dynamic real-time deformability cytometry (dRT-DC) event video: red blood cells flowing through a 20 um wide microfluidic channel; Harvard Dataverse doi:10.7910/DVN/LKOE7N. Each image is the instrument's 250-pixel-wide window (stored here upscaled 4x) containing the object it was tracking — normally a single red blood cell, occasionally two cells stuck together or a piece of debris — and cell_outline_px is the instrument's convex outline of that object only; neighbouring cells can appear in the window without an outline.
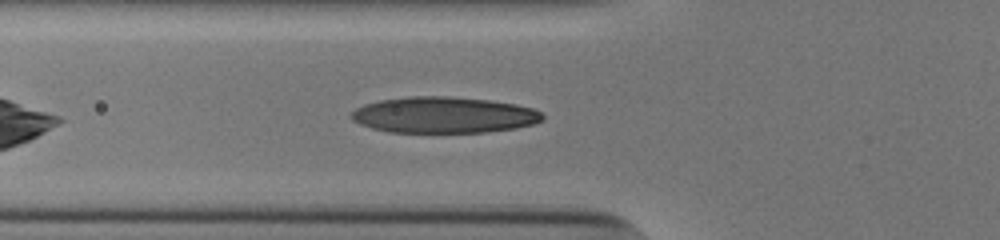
{"species": "human", "species_latin": "Homo sapiens", "temperature_condition": "cold", "stored_images_in_passage": 38, "camera_frame_rate_fps": 3000, "um_per_image_px": 0.085, "donor": {"sex": "male"}, "frame": {"image": 1, "passage_image": 6, "time_ms": 1.667, "image_size_px": [1000, 240], "cell_outline_px": [[544, 120], [536, 124], [516, 128], [484, 132], [388, 132], [372, 128], [360, 124], [352, 120], [348, 116], [356, 108], [364, 104], [380, 100], [412, 96], [448, 96], [488, 100], [516, 104], [532, 108], [540, 112], [544, 116]], "centroid_in_image_um": [37.72, 9.77], "position_along_channel_um": 88.1, "area_um2": 40.4}}
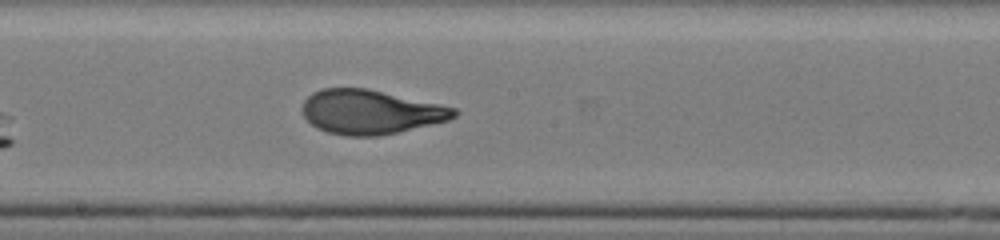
{"frame": {"image": 2, "passage_image": 16, "time_ms": 5.0, "image_size_px": [1000, 240], "cell_outline_px": [[456, 116], [448, 120], [380, 136], [344, 136], [328, 132], [316, 128], [304, 116], [300, 108], [304, 100], [312, 92], [320, 88], [364, 88], [456, 108]], "centroid_in_image_um": [31.41, 9.52], "position_along_channel_um": 216.8, "area_um2": 38.78}}
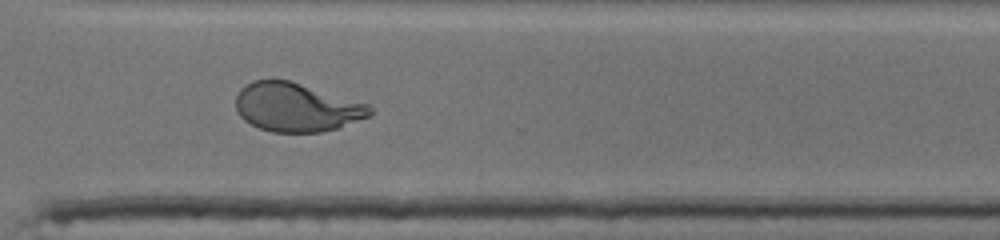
{"frame": {"image": 3, "passage_image": 26, "time_ms": 8.333, "image_size_px": [1000, 240], "cell_outline_px": [[372, 112], [368, 116], [340, 128], [320, 132], [272, 132], [260, 128], [244, 120], [240, 116], [236, 108], [236, 96], [240, 88], [252, 80], [288, 80], [368, 104], [372, 108]], "centroid_in_image_um": [25.18, 9.13], "position_along_channel_um": 345.4, "area_um2": 37.8}}